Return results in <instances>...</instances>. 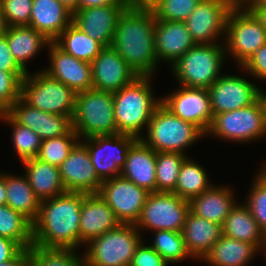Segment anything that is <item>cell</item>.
<instances>
[{"label":"cell","mask_w":266,"mask_h":266,"mask_svg":"<svg viewBox=\"0 0 266 266\" xmlns=\"http://www.w3.org/2000/svg\"><path fill=\"white\" fill-rule=\"evenodd\" d=\"M155 16L151 9L128 5L120 14L112 47L138 76H155Z\"/></svg>","instance_id":"obj_1"},{"label":"cell","mask_w":266,"mask_h":266,"mask_svg":"<svg viewBox=\"0 0 266 266\" xmlns=\"http://www.w3.org/2000/svg\"><path fill=\"white\" fill-rule=\"evenodd\" d=\"M82 192H66L40 203L33 223V245L80 249Z\"/></svg>","instance_id":"obj_2"},{"label":"cell","mask_w":266,"mask_h":266,"mask_svg":"<svg viewBox=\"0 0 266 266\" xmlns=\"http://www.w3.org/2000/svg\"><path fill=\"white\" fill-rule=\"evenodd\" d=\"M153 78L138 76L113 93L117 133L137 138L145 133L154 111L162 103V97L154 94Z\"/></svg>","instance_id":"obj_3"},{"label":"cell","mask_w":266,"mask_h":266,"mask_svg":"<svg viewBox=\"0 0 266 266\" xmlns=\"http://www.w3.org/2000/svg\"><path fill=\"white\" fill-rule=\"evenodd\" d=\"M140 139L156 152H176L187 155L206 134L196 125L175 116L162 103L156 108ZM185 151V152H184Z\"/></svg>","instance_id":"obj_4"},{"label":"cell","mask_w":266,"mask_h":266,"mask_svg":"<svg viewBox=\"0 0 266 266\" xmlns=\"http://www.w3.org/2000/svg\"><path fill=\"white\" fill-rule=\"evenodd\" d=\"M226 60L224 43L195 44L170 66L171 74L180 86L208 89L223 74Z\"/></svg>","instance_id":"obj_5"},{"label":"cell","mask_w":266,"mask_h":266,"mask_svg":"<svg viewBox=\"0 0 266 266\" xmlns=\"http://www.w3.org/2000/svg\"><path fill=\"white\" fill-rule=\"evenodd\" d=\"M135 224H120L84 246L85 266H129L143 241Z\"/></svg>","instance_id":"obj_6"},{"label":"cell","mask_w":266,"mask_h":266,"mask_svg":"<svg viewBox=\"0 0 266 266\" xmlns=\"http://www.w3.org/2000/svg\"><path fill=\"white\" fill-rule=\"evenodd\" d=\"M72 129L80 140L117 134L113 93L93 88L77 93Z\"/></svg>","instance_id":"obj_7"},{"label":"cell","mask_w":266,"mask_h":266,"mask_svg":"<svg viewBox=\"0 0 266 266\" xmlns=\"http://www.w3.org/2000/svg\"><path fill=\"white\" fill-rule=\"evenodd\" d=\"M208 136L245 145L264 139L266 124L260 98L245 108L215 114L206 133V137Z\"/></svg>","instance_id":"obj_8"},{"label":"cell","mask_w":266,"mask_h":266,"mask_svg":"<svg viewBox=\"0 0 266 266\" xmlns=\"http://www.w3.org/2000/svg\"><path fill=\"white\" fill-rule=\"evenodd\" d=\"M76 93L43 70L28 72L22 81L21 98L31 107L44 112L74 115Z\"/></svg>","instance_id":"obj_9"},{"label":"cell","mask_w":266,"mask_h":266,"mask_svg":"<svg viewBox=\"0 0 266 266\" xmlns=\"http://www.w3.org/2000/svg\"><path fill=\"white\" fill-rule=\"evenodd\" d=\"M223 43L227 58L241 67L266 43V32L249 9L234 5L228 14Z\"/></svg>","instance_id":"obj_10"},{"label":"cell","mask_w":266,"mask_h":266,"mask_svg":"<svg viewBox=\"0 0 266 266\" xmlns=\"http://www.w3.org/2000/svg\"><path fill=\"white\" fill-rule=\"evenodd\" d=\"M189 212V201L181 199L175 193L152 192L149 193L135 226L143 236L146 230L148 234L158 230L182 232Z\"/></svg>","instance_id":"obj_11"},{"label":"cell","mask_w":266,"mask_h":266,"mask_svg":"<svg viewBox=\"0 0 266 266\" xmlns=\"http://www.w3.org/2000/svg\"><path fill=\"white\" fill-rule=\"evenodd\" d=\"M137 139L117 133L84 138L80 142L87 148L97 176L104 181L120 176L128 151Z\"/></svg>","instance_id":"obj_12"},{"label":"cell","mask_w":266,"mask_h":266,"mask_svg":"<svg viewBox=\"0 0 266 266\" xmlns=\"http://www.w3.org/2000/svg\"><path fill=\"white\" fill-rule=\"evenodd\" d=\"M241 74H222L207 90L213 116L252 105L260 98L262 86H258L242 67ZM245 73V76L242 75ZM239 75V76H238ZM247 76V77H246ZM254 82V83H253Z\"/></svg>","instance_id":"obj_13"},{"label":"cell","mask_w":266,"mask_h":266,"mask_svg":"<svg viewBox=\"0 0 266 266\" xmlns=\"http://www.w3.org/2000/svg\"><path fill=\"white\" fill-rule=\"evenodd\" d=\"M233 7L230 0H201L185 21L195 44L223 43L228 14Z\"/></svg>","instance_id":"obj_14"},{"label":"cell","mask_w":266,"mask_h":266,"mask_svg":"<svg viewBox=\"0 0 266 266\" xmlns=\"http://www.w3.org/2000/svg\"><path fill=\"white\" fill-rule=\"evenodd\" d=\"M122 224H136L149 195L132 181L117 176L104 180L98 192Z\"/></svg>","instance_id":"obj_15"},{"label":"cell","mask_w":266,"mask_h":266,"mask_svg":"<svg viewBox=\"0 0 266 266\" xmlns=\"http://www.w3.org/2000/svg\"><path fill=\"white\" fill-rule=\"evenodd\" d=\"M162 97V104L175 116L198 126L205 134L212 120L210 97L206 88L180 86Z\"/></svg>","instance_id":"obj_16"},{"label":"cell","mask_w":266,"mask_h":266,"mask_svg":"<svg viewBox=\"0 0 266 266\" xmlns=\"http://www.w3.org/2000/svg\"><path fill=\"white\" fill-rule=\"evenodd\" d=\"M67 192L98 194L102 180L97 176L87 148L79 141L59 166Z\"/></svg>","instance_id":"obj_17"},{"label":"cell","mask_w":266,"mask_h":266,"mask_svg":"<svg viewBox=\"0 0 266 266\" xmlns=\"http://www.w3.org/2000/svg\"><path fill=\"white\" fill-rule=\"evenodd\" d=\"M129 4L78 8L73 12L72 22L103 47H109L113 42L118 18Z\"/></svg>","instance_id":"obj_18"},{"label":"cell","mask_w":266,"mask_h":266,"mask_svg":"<svg viewBox=\"0 0 266 266\" xmlns=\"http://www.w3.org/2000/svg\"><path fill=\"white\" fill-rule=\"evenodd\" d=\"M49 66L42 70L71 88L76 94L92 89L91 63L78 60L50 42L47 49Z\"/></svg>","instance_id":"obj_19"},{"label":"cell","mask_w":266,"mask_h":266,"mask_svg":"<svg viewBox=\"0 0 266 266\" xmlns=\"http://www.w3.org/2000/svg\"><path fill=\"white\" fill-rule=\"evenodd\" d=\"M92 88L116 92L131 83L138 75L112 47H104L91 62Z\"/></svg>","instance_id":"obj_20"},{"label":"cell","mask_w":266,"mask_h":266,"mask_svg":"<svg viewBox=\"0 0 266 266\" xmlns=\"http://www.w3.org/2000/svg\"><path fill=\"white\" fill-rule=\"evenodd\" d=\"M20 123L39 135L41 140L66 135L72 129L69 116L57 115L31 107L21 97L7 112Z\"/></svg>","instance_id":"obj_21"},{"label":"cell","mask_w":266,"mask_h":266,"mask_svg":"<svg viewBox=\"0 0 266 266\" xmlns=\"http://www.w3.org/2000/svg\"><path fill=\"white\" fill-rule=\"evenodd\" d=\"M120 224L114 211L99 194L83 193L80 209V248Z\"/></svg>","instance_id":"obj_22"},{"label":"cell","mask_w":266,"mask_h":266,"mask_svg":"<svg viewBox=\"0 0 266 266\" xmlns=\"http://www.w3.org/2000/svg\"><path fill=\"white\" fill-rule=\"evenodd\" d=\"M155 52L161 65L174 64L195 45L185 22L155 19Z\"/></svg>","instance_id":"obj_23"},{"label":"cell","mask_w":266,"mask_h":266,"mask_svg":"<svg viewBox=\"0 0 266 266\" xmlns=\"http://www.w3.org/2000/svg\"><path fill=\"white\" fill-rule=\"evenodd\" d=\"M155 168L156 151L138 138L128 151L120 176L152 193L156 192Z\"/></svg>","instance_id":"obj_24"},{"label":"cell","mask_w":266,"mask_h":266,"mask_svg":"<svg viewBox=\"0 0 266 266\" xmlns=\"http://www.w3.org/2000/svg\"><path fill=\"white\" fill-rule=\"evenodd\" d=\"M234 187L213 184L208 190L189 201L190 212L222 226L237 203Z\"/></svg>","instance_id":"obj_25"},{"label":"cell","mask_w":266,"mask_h":266,"mask_svg":"<svg viewBox=\"0 0 266 266\" xmlns=\"http://www.w3.org/2000/svg\"><path fill=\"white\" fill-rule=\"evenodd\" d=\"M73 12L58 0H33L28 26L53 42L71 23Z\"/></svg>","instance_id":"obj_26"},{"label":"cell","mask_w":266,"mask_h":266,"mask_svg":"<svg viewBox=\"0 0 266 266\" xmlns=\"http://www.w3.org/2000/svg\"><path fill=\"white\" fill-rule=\"evenodd\" d=\"M182 234L187 252L199 262L222 236V227L189 212Z\"/></svg>","instance_id":"obj_27"},{"label":"cell","mask_w":266,"mask_h":266,"mask_svg":"<svg viewBox=\"0 0 266 266\" xmlns=\"http://www.w3.org/2000/svg\"><path fill=\"white\" fill-rule=\"evenodd\" d=\"M261 254L254 244L222 234L200 262L209 266H251L252 260Z\"/></svg>","instance_id":"obj_28"},{"label":"cell","mask_w":266,"mask_h":266,"mask_svg":"<svg viewBox=\"0 0 266 266\" xmlns=\"http://www.w3.org/2000/svg\"><path fill=\"white\" fill-rule=\"evenodd\" d=\"M20 163L25 168L24 174L40 202L67 192L58 166L43 162L36 157Z\"/></svg>","instance_id":"obj_29"},{"label":"cell","mask_w":266,"mask_h":266,"mask_svg":"<svg viewBox=\"0 0 266 266\" xmlns=\"http://www.w3.org/2000/svg\"><path fill=\"white\" fill-rule=\"evenodd\" d=\"M4 35L13 57L26 72H30L27 64L51 42L31 26H9Z\"/></svg>","instance_id":"obj_30"},{"label":"cell","mask_w":266,"mask_h":266,"mask_svg":"<svg viewBox=\"0 0 266 266\" xmlns=\"http://www.w3.org/2000/svg\"><path fill=\"white\" fill-rule=\"evenodd\" d=\"M222 234L254 244L261 252L266 248V235L247 206L237 202L222 224Z\"/></svg>","instance_id":"obj_31"},{"label":"cell","mask_w":266,"mask_h":266,"mask_svg":"<svg viewBox=\"0 0 266 266\" xmlns=\"http://www.w3.org/2000/svg\"><path fill=\"white\" fill-rule=\"evenodd\" d=\"M5 186L6 205L21 213L33 224L38 217L41 202L30 187L27 176L24 172L23 176L6 172Z\"/></svg>","instance_id":"obj_32"},{"label":"cell","mask_w":266,"mask_h":266,"mask_svg":"<svg viewBox=\"0 0 266 266\" xmlns=\"http://www.w3.org/2000/svg\"><path fill=\"white\" fill-rule=\"evenodd\" d=\"M208 176L206 169L188 155L180 167L176 186L172 192L181 199L190 201L214 184Z\"/></svg>","instance_id":"obj_33"},{"label":"cell","mask_w":266,"mask_h":266,"mask_svg":"<svg viewBox=\"0 0 266 266\" xmlns=\"http://www.w3.org/2000/svg\"><path fill=\"white\" fill-rule=\"evenodd\" d=\"M53 42L64 52L88 63H91L104 48L73 22Z\"/></svg>","instance_id":"obj_34"},{"label":"cell","mask_w":266,"mask_h":266,"mask_svg":"<svg viewBox=\"0 0 266 266\" xmlns=\"http://www.w3.org/2000/svg\"><path fill=\"white\" fill-rule=\"evenodd\" d=\"M0 236L29 249L33 245V224L8 205H0Z\"/></svg>","instance_id":"obj_35"},{"label":"cell","mask_w":266,"mask_h":266,"mask_svg":"<svg viewBox=\"0 0 266 266\" xmlns=\"http://www.w3.org/2000/svg\"><path fill=\"white\" fill-rule=\"evenodd\" d=\"M0 122L11 128L12 146L15 156L23 162L27 159L37 157L41 146V138L26 126L17 123L8 113L0 115Z\"/></svg>","instance_id":"obj_36"},{"label":"cell","mask_w":266,"mask_h":266,"mask_svg":"<svg viewBox=\"0 0 266 266\" xmlns=\"http://www.w3.org/2000/svg\"><path fill=\"white\" fill-rule=\"evenodd\" d=\"M78 250L32 245L29 248L30 266H85L84 253Z\"/></svg>","instance_id":"obj_37"},{"label":"cell","mask_w":266,"mask_h":266,"mask_svg":"<svg viewBox=\"0 0 266 266\" xmlns=\"http://www.w3.org/2000/svg\"><path fill=\"white\" fill-rule=\"evenodd\" d=\"M152 234L151 243H148L153 250L161 255L169 265L194 259L187 252L182 232L158 230ZM185 259V260H184Z\"/></svg>","instance_id":"obj_38"},{"label":"cell","mask_w":266,"mask_h":266,"mask_svg":"<svg viewBox=\"0 0 266 266\" xmlns=\"http://www.w3.org/2000/svg\"><path fill=\"white\" fill-rule=\"evenodd\" d=\"M187 155L176 152H156V192L175 189L180 167Z\"/></svg>","instance_id":"obj_39"},{"label":"cell","mask_w":266,"mask_h":266,"mask_svg":"<svg viewBox=\"0 0 266 266\" xmlns=\"http://www.w3.org/2000/svg\"><path fill=\"white\" fill-rule=\"evenodd\" d=\"M79 141L73 129L66 135L43 140L36 158L59 167Z\"/></svg>","instance_id":"obj_40"},{"label":"cell","mask_w":266,"mask_h":266,"mask_svg":"<svg viewBox=\"0 0 266 266\" xmlns=\"http://www.w3.org/2000/svg\"><path fill=\"white\" fill-rule=\"evenodd\" d=\"M256 173L243 203L266 235V178L259 171Z\"/></svg>","instance_id":"obj_41"},{"label":"cell","mask_w":266,"mask_h":266,"mask_svg":"<svg viewBox=\"0 0 266 266\" xmlns=\"http://www.w3.org/2000/svg\"><path fill=\"white\" fill-rule=\"evenodd\" d=\"M201 0H160L151 10L155 19L185 22Z\"/></svg>","instance_id":"obj_42"},{"label":"cell","mask_w":266,"mask_h":266,"mask_svg":"<svg viewBox=\"0 0 266 266\" xmlns=\"http://www.w3.org/2000/svg\"><path fill=\"white\" fill-rule=\"evenodd\" d=\"M27 73H10L0 70V115L7 113L21 97L22 81Z\"/></svg>","instance_id":"obj_43"},{"label":"cell","mask_w":266,"mask_h":266,"mask_svg":"<svg viewBox=\"0 0 266 266\" xmlns=\"http://www.w3.org/2000/svg\"><path fill=\"white\" fill-rule=\"evenodd\" d=\"M5 21L9 26H28L33 0H1Z\"/></svg>","instance_id":"obj_44"},{"label":"cell","mask_w":266,"mask_h":266,"mask_svg":"<svg viewBox=\"0 0 266 266\" xmlns=\"http://www.w3.org/2000/svg\"><path fill=\"white\" fill-rule=\"evenodd\" d=\"M146 242V244H145ZM129 266H170L165 259L159 255L147 241H142L137 247Z\"/></svg>","instance_id":"obj_45"},{"label":"cell","mask_w":266,"mask_h":266,"mask_svg":"<svg viewBox=\"0 0 266 266\" xmlns=\"http://www.w3.org/2000/svg\"><path fill=\"white\" fill-rule=\"evenodd\" d=\"M241 67L248 73L249 77L261 83L266 82V43L248 58Z\"/></svg>","instance_id":"obj_46"},{"label":"cell","mask_w":266,"mask_h":266,"mask_svg":"<svg viewBox=\"0 0 266 266\" xmlns=\"http://www.w3.org/2000/svg\"><path fill=\"white\" fill-rule=\"evenodd\" d=\"M0 70L10 73H28L13 57L5 35L0 37Z\"/></svg>","instance_id":"obj_47"},{"label":"cell","mask_w":266,"mask_h":266,"mask_svg":"<svg viewBox=\"0 0 266 266\" xmlns=\"http://www.w3.org/2000/svg\"><path fill=\"white\" fill-rule=\"evenodd\" d=\"M22 249L17 242L0 236V263L13 259Z\"/></svg>","instance_id":"obj_48"},{"label":"cell","mask_w":266,"mask_h":266,"mask_svg":"<svg viewBox=\"0 0 266 266\" xmlns=\"http://www.w3.org/2000/svg\"><path fill=\"white\" fill-rule=\"evenodd\" d=\"M0 266H30L29 249H22L13 259L0 263Z\"/></svg>","instance_id":"obj_49"},{"label":"cell","mask_w":266,"mask_h":266,"mask_svg":"<svg viewBox=\"0 0 266 266\" xmlns=\"http://www.w3.org/2000/svg\"><path fill=\"white\" fill-rule=\"evenodd\" d=\"M249 9L261 23L262 28L266 32V3L258 5H240Z\"/></svg>","instance_id":"obj_50"},{"label":"cell","mask_w":266,"mask_h":266,"mask_svg":"<svg viewBox=\"0 0 266 266\" xmlns=\"http://www.w3.org/2000/svg\"><path fill=\"white\" fill-rule=\"evenodd\" d=\"M114 3H130L129 0H78V8H90Z\"/></svg>","instance_id":"obj_51"},{"label":"cell","mask_w":266,"mask_h":266,"mask_svg":"<svg viewBox=\"0 0 266 266\" xmlns=\"http://www.w3.org/2000/svg\"><path fill=\"white\" fill-rule=\"evenodd\" d=\"M159 1L160 0H129L130 5L135 6L137 8H146V9H151Z\"/></svg>","instance_id":"obj_52"},{"label":"cell","mask_w":266,"mask_h":266,"mask_svg":"<svg viewBox=\"0 0 266 266\" xmlns=\"http://www.w3.org/2000/svg\"><path fill=\"white\" fill-rule=\"evenodd\" d=\"M0 205H6L5 172L0 169Z\"/></svg>","instance_id":"obj_53"},{"label":"cell","mask_w":266,"mask_h":266,"mask_svg":"<svg viewBox=\"0 0 266 266\" xmlns=\"http://www.w3.org/2000/svg\"><path fill=\"white\" fill-rule=\"evenodd\" d=\"M7 28H8V25L5 21L2 2L0 0V37L6 33Z\"/></svg>","instance_id":"obj_54"},{"label":"cell","mask_w":266,"mask_h":266,"mask_svg":"<svg viewBox=\"0 0 266 266\" xmlns=\"http://www.w3.org/2000/svg\"><path fill=\"white\" fill-rule=\"evenodd\" d=\"M58 1L64 4L72 12L78 9V0H58Z\"/></svg>","instance_id":"obj_55"},{"label":"cell","mask_w":266,"mask_h":266,"mask_svg":"<svg viewBox=\"0 0 266 266\" xmlns=\"http://www.w3.org/2000/svg\"><path fill=\"white\" fill-rule=\"evenodd\" d=\"M260 100L264 108L265 124H266V90L261 88Z\"/></svg>","instance_id":"obj_56"},{"label":"cell","mask_w":266,"mask_h":266,"mask_svg":"<svg viewBox=\"0 0 266 266\" xmlns=\"http://www.w3.org/2000/svg\"><path fill=\"white\" fill-rule=\"evenodd\" d=\"M266 3V0H244L240 5H258Z\"/></svg>","instance_id":"obj_57"},{"label":"cell","mask_w":266,"mask_h":266,"mask_svg":"<svg viewBox=\"0 0 266 266\" xmlns=\"http://www.w3.org/2000/svg\"><path fill=\"white\" fill-rule=\"evenodd\" d=\"M262 163L263 164L260 165L258 171L266 178V161L264 160Z\"/></svg>","instance_id":"obj_58"},{"label":"cell","mask_w":266,"mask_h":266,"mask_svg":"<svg viewBox=\"0 0 266 266\" xmlns=\"http://www.w3.org/2000/svg\"><path fill=\"white\" fill-rule=\"evenodd\" d=\"M234 5H240L244 0H230Z\"/></svg>","instance_id":"obj_59"},{"label":"cell","mask_w":266,"mask_h":266,"mask_svg":"<svg viewBox=\"0 0 266 266\" xmlns=\"http://www.w3.org/2000/svg\"><path fill=\"white\" fill-rule=\"evenodd\" d=\"M263 255H264V258L266 257L265 255H266V248H265V250H264V253H263ZM266 259V258H265Z\"/></svg>","instance_id":"obj_60"}]
</instances>
